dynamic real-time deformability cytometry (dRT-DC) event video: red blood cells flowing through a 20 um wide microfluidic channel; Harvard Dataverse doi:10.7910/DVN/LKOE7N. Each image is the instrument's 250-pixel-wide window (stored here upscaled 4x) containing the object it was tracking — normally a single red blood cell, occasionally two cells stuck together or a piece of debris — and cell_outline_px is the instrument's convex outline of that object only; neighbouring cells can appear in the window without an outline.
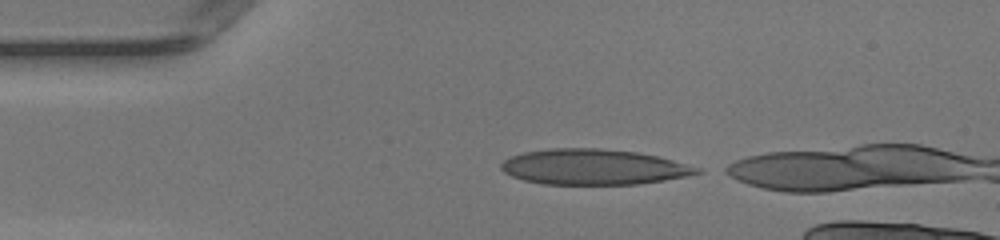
{"species": "human", "species_latin": "Homo sapiens", "temperature_condition": "warm", "stored_images_in_passage": 31, "camera_frame_rate_fps": 3000, "um_per_image_px": 0.085, "donor": {"sex": "female"}, "frame": {"image": 1, "passage_image": 1, "time_ms": 0.0, "image_size_px": [1000, 240], "cell_outline_px": [[704, 172], [688, 176], [640, 184], [540, 184], [524, 180], [512, 176], [504, 172], [500, 168], [500, 164], [504, 160], [512, 156], [524, 152], [548, 148], [600, 148], [636, 152], [656, 156], [672, 160], [700, 168]], "centroid_in_image_um": [50.44, 14.19], "position_along_channel_um": 34.6, "area_um2": 40.52}}
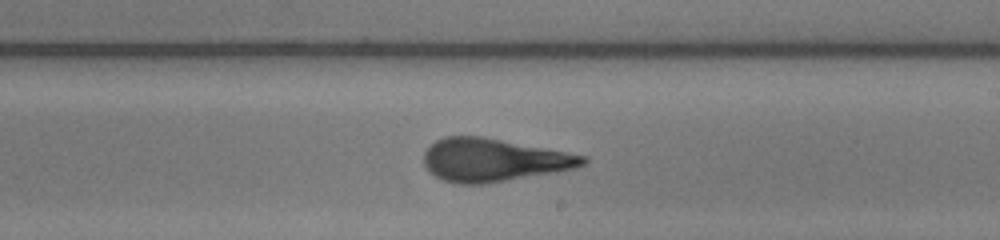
{"frame": {"image": 2, "passage_image": 19, "time_ms": 6.0, "image_size_px": [1000, 240], "cell_outline_px": [[588, 160], [584, 164], [576, 168], [556, 172], [484, 184], [456, 184], [444, 180], [436, 176], [424, 164], [424, 152], [436, 140], [444, 136], [480, 136], [588, 156]], "centroid_in_image_um": [41.96, 13.6], "position_along_channel_um": 247.0, "area_um2": 39.54}}
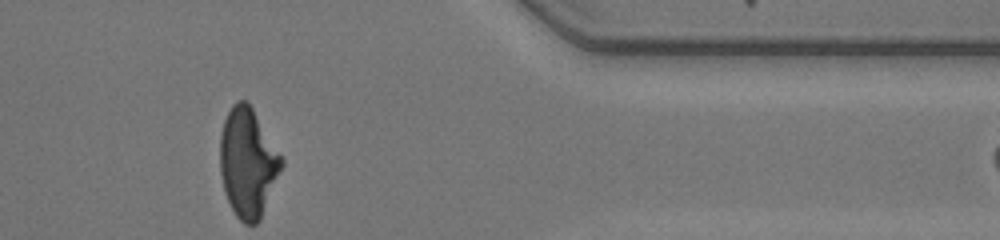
{"frame": {"image": 3, "passage_image": 31, "time_ms": 10.0, "image_size_px": [1000, 240], "cell_outline_px": [[284, 164], [260, 220], [256, 224], [244, 224], [236, 216], [228, 200], [224, 188], [220, 172], [220, 132], [224, 120], [232, 104], [236, 100], [248, 100], [284, 160]], "centroid_in_image_um": [21.07, 13.8], "position_along_channel_um": 390.3, "area_um2": 39.13}, "authors_computed_cell_mechanics": {"area_um2": 40.0554, "velocity_mm_per_s": 4.2139, "shape_relaxation_time_tau1_ms": null, "shape_relaxation_time_tau2_ms": 0.9482, "deformation_change_tau1": null, "deformation_change_tau2": 0.0957}}